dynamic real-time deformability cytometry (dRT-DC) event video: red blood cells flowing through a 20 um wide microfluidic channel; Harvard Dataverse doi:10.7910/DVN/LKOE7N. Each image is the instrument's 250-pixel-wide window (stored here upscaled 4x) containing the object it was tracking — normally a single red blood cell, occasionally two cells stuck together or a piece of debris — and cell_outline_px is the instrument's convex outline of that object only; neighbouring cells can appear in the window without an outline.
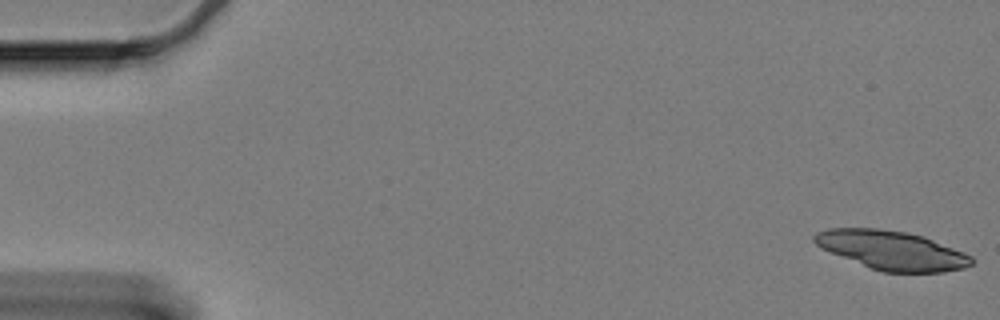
{"species": "Egyptian fruit bat (a non-hibernating species)", "species_latin": "Rousettus aegyptiacus", "temperature_condition": "cold", "stored_images_in_passage": 23, "camera_frame_rate_fps": 3000, "um_per_image_px": 0.085, "animal": {"sex": "female"}, "frame": {"image": 1, "passage_image": 1, "time_ms": 0.0, "image_size_px": [1000, 320], "cell_outline_px": [[976, 260], [972, 264], [964, 268], [944, 272], [884, 272], [872, 268], [820, 248], [812, 240], [812, 236], [816, 232], [828, 228], [876, 228], [904, 232], [924, 236], [964, 252], [972, 256]], "centroid_in_image_um": [75.82, 21.27], "position_along_channel_um": 9.2, "area_um2": 35.55}}